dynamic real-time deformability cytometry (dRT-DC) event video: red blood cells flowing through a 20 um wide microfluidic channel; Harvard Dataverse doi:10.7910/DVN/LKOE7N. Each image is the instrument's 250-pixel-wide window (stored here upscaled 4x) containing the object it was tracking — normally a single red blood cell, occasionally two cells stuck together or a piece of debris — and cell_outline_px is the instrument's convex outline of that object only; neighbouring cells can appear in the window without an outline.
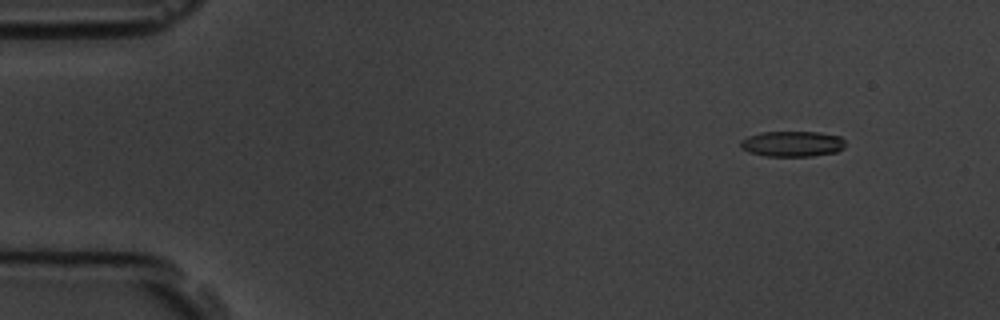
{"species": "common noctule bat (a hibernating species)", "species_latin": "Nyctalus noctula", "temperature_condition": "room temperature", "stored_images_in_passage": 5, "camera_frame_rate_fps": 3000, "um_per_image_px": 0.085, "animal": {"sex": "male", "body_mass_g": 19.5, "forearm_length_mm": 54.6}, "frame": {"image": 1, "passage_image": 2, "time_ms": 1.333, "image_size_px": [1000, 320], "cell_outline_px": [[844, 148], [836, 152], [812, 156], [764, 156], [748, 152], [740, 148], [740, 140], [748, 136], [760, 132], [820, 132], [840, 136], [844, 140]], "centroid_in_image_um": [67.32, 12.23], "position_along_channel_um": 17.7, "area_um2": 15.78}}
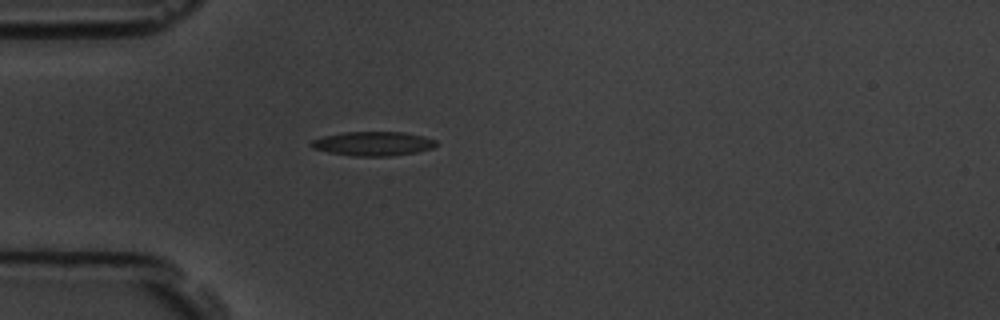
{"frame": {"image": 2, "passage_image": 5, "time_ms": 4.667, "image_size_px": [1000, 320], "cell_outline_px": [[436, 144], [432, 148], [416, 152], [388, 156], [352, 156], [328, 152], [312, 148], [308, 144], [312, 140], [324, 136], [344, 132], [404, 132], [424, 136], [436, 140]], "centroid_in_image_um": [31.68, 12.21], "position_along_channel_um": 53.3, "area_um2": 17.57}}